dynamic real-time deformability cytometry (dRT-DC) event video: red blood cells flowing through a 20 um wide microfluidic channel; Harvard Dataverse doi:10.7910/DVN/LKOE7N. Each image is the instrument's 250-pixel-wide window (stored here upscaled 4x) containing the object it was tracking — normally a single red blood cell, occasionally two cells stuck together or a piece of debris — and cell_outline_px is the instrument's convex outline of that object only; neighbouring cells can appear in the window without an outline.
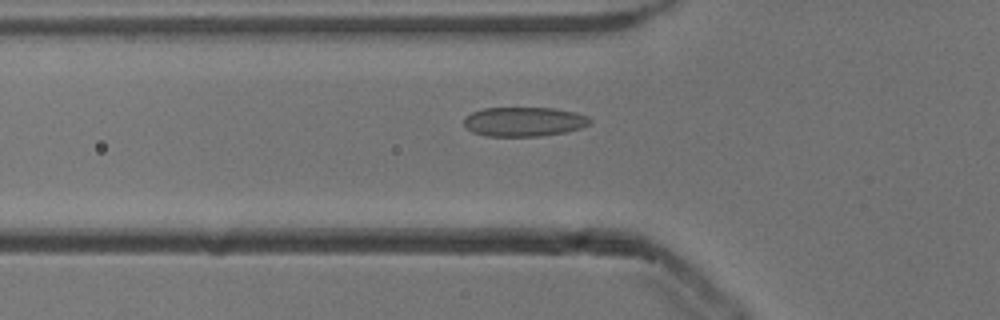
{"species": "common noctule bat (a hibernating species)", "species_latin": "Nyctalus noctula", "temperature_condition": "cold", "stored_images_in_passage": 37, "camera_frame_rate_fps": 3000, "um_per_image_px": 0.085, "animal": {"sex": "male", "body_mass_g": 13.3}, "frame": {"image": 1, "passage_image": 2, "time_ms": 0.333, "image_size_px": [1000, 320], "cell_outline_px": [[592, 120], [588, 124], [580, 128], [564, 132], [540, 136], [484, 136], [472, 132], [464, 128], [464, 116], [472, 112], [484, 108], [552, 108], [576, 112], [588, 116]], "centroid_in_image_um": [44.49, 10.34], "position_along_channel_um": 81.3, "area_um2": 21.68}}
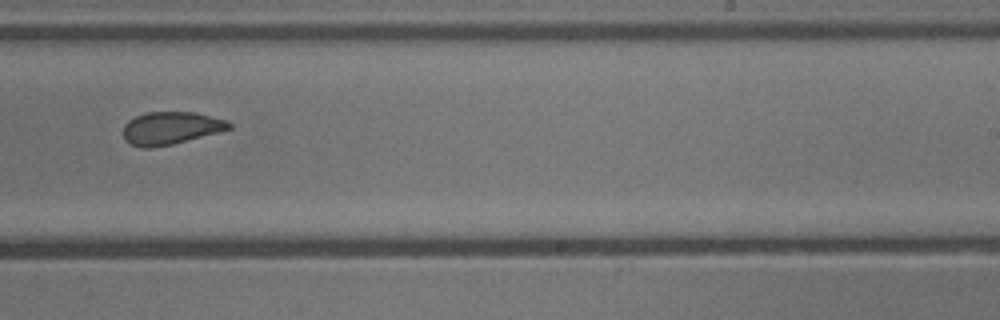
{"frame": {"image": 2, "passage_image": 17, "time_ms": 5.333, "image_size_px": [1000, 320], "cell_outline_px": [[232, 128], [172, 144], [152, 148], [144, 148], [132, 144], [124, 140], [124, 124], [128, 120], [136, 116], [148, 112], [196, 112], [224, 120], [232, 124]], "centroid_in_image_um": [14.48, 10.88], "position_along_channel_um": 274.5, "area_um2": 19.88}}
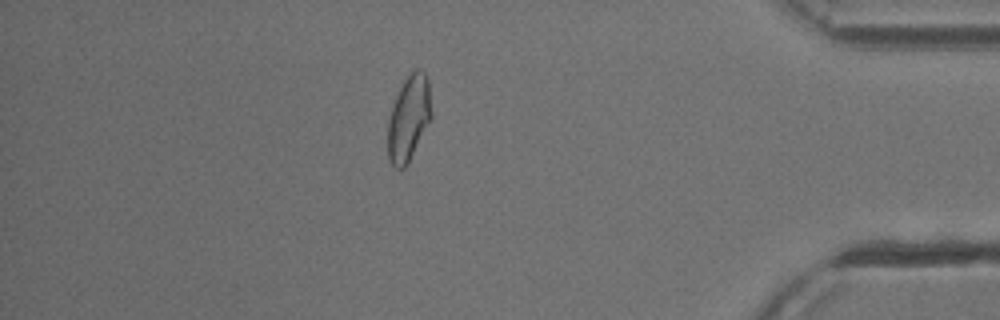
{"frame": {"image": 3, "passage_image": 30, "time_ms": 9.667, "image_size_px": [1000, 320], "cell_outline_px": [[432, 120], [408, 164], [404, 168], [396, 168], [388, 160], [388, 116], [396, 96], [404, 80], [416, 68], [424, 72], [428, 80], [432, 112]], "centroid_in_image_um": [34.76, 10.08], "position_along_channel_um": 400.4, "area_um2": 21.96}, "authors_computed_cell_mechanics": {"area_um2": 21.0392, "velocity_mm_per_s": 3.8442, "shape_relaxation_time_tau1_ms": 4.7938, "shape_relaxation_time_tau2_ms": 0.9371, "deformation_change_tau1": 0.116, "deformation_change_tau2": 0.0552}}